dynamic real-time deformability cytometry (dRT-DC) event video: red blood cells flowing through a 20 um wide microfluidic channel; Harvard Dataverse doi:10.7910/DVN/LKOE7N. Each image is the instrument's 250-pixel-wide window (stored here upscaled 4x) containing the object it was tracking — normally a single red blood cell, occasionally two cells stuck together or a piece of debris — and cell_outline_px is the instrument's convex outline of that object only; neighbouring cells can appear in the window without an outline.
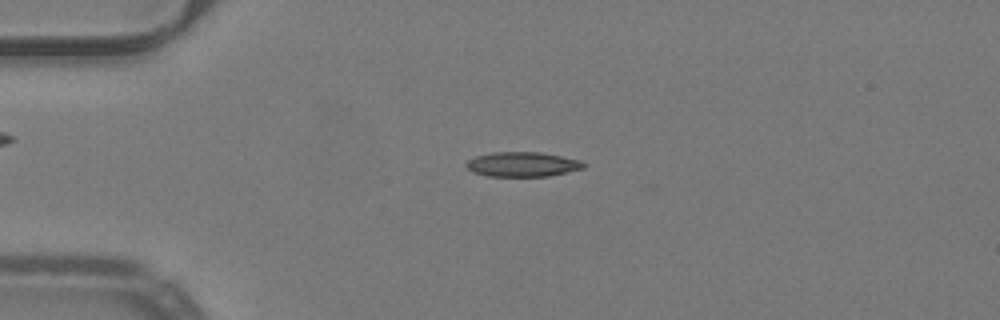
{"species": "common noctule bat (a hibernating species)", "species_latin": "Nyctalus noctula", "temperature_condition": "warm", "stored_images_in_passage": 51, "camera_frame_rate_fps": 3000, "um_per_image_px": 0.085, "animal": {"sex": "male", "body_mass_g": 19.2, "forearm_length_mm": 51.8}, "frame": {"image": 1, "passage_image": 12, "time_ms": 3.667, "image_size_px": [1000, 320], "cell_outline_px": [[588, 164], [584, 168], [568, 172], [548, 176], [488, 176], [472, 172], [464, 164], [468, 160], [476, 156], [492, 152], [540, 152], [580, 160]], "centroid_in_image_um": [44.42, 13.97], "position_along_channel_um": 40.6, "area_um2": 16.94}}
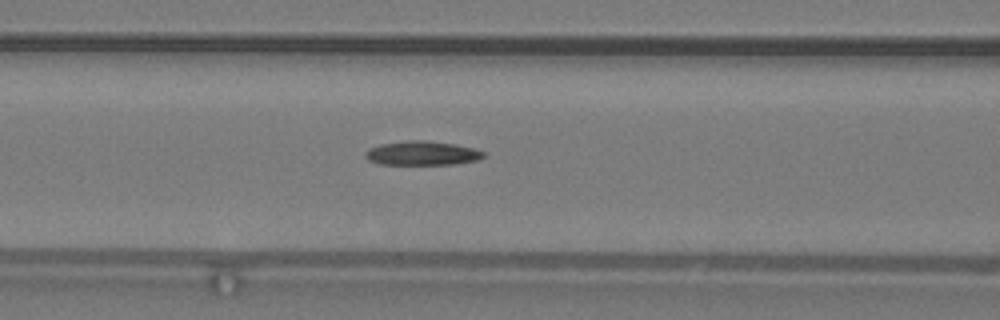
{"frame": {"image": 2, "passage_image": 21, "time_ms": 6.667, "image_size_px": [1000, 320], "cell_outline_px": [[484, 156], [476, 160], [456, 164], [380, 164], [368, 160], [364, 156], [364, 152], [368, 148], [380, 144], [408, 140], [428, 140], [456, 144], [476, 148], [484, 152]], "centroid_in_image_um": [35.86, 13.01], "position_along_channel_um": 130.7, "area_um2": 16.76}}
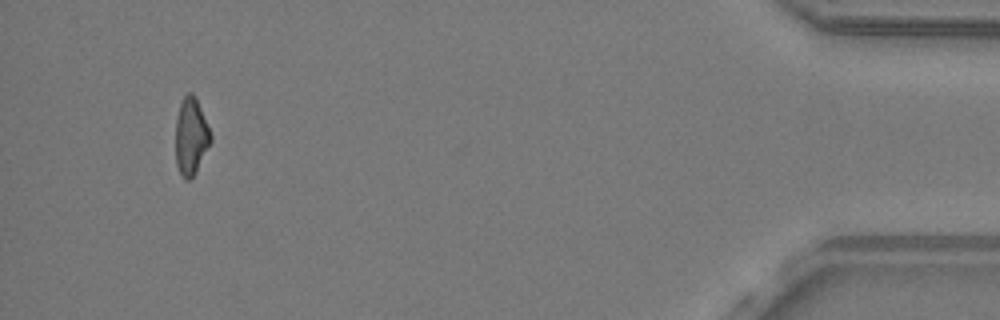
{"frame": {"image": 3, "passage_image": 48, "time_ms": 15.667, "image_size_px": [1000, 320], "cell_outline_px": [[212, 140], [196, 172], [188, 180], [180, 172], [176, 164], [176, 116], [180, 100], [188, 92], [192, 92], [196, 96], [212, 136]], "centroid_in_image_um": [16.23, 11.52], "position_along_channel_um": 419.0, "area_um2": 15.78}, "authors_computed_cell_mechanics": {"area_um2": 16.473, "velocity_mm_per_s": 4.0332, "shape_relaxation_time_tau1_ms": 5.8667, "shape_relaxation_time_tau2_ms": null, "deformation_change_tau1": 0.1965, "deformation_change_tau2": null}}